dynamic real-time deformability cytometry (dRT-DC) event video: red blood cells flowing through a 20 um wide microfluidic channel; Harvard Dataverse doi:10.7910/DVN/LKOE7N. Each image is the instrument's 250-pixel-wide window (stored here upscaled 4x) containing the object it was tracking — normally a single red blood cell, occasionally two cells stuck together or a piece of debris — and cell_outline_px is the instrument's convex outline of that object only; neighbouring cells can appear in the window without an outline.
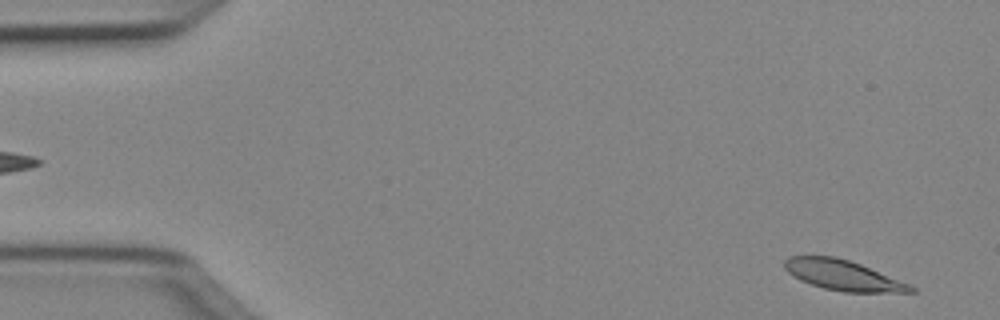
{"species": "Egyptian fruit bat (a non-hibernating species)", "species_latin": "Rousettus aegyptiacus", "temperature_condition": "cold", "stored_images_in_passage": 50, "camera_frame_rate_fps": 3000, "um_per_image_px": 0.085, "animal": {"sex": "female"}, "frame": {"image": 1, "passage_image": 2, "time_ms": 0.333, "image_size_px": [1000, 320], "cell_outline_px": [[916, 292], [844, 292], [824, 288], [800, 280], [788, 272], [784, 268], [784, 260], [788, 256], [836, 256], [860, 264], [912, 284], [916, 288]], "centroid_in_image_um": [71.68, 23.39], "position_along_channel_um": 13.3, "area_um2": 22.25}}
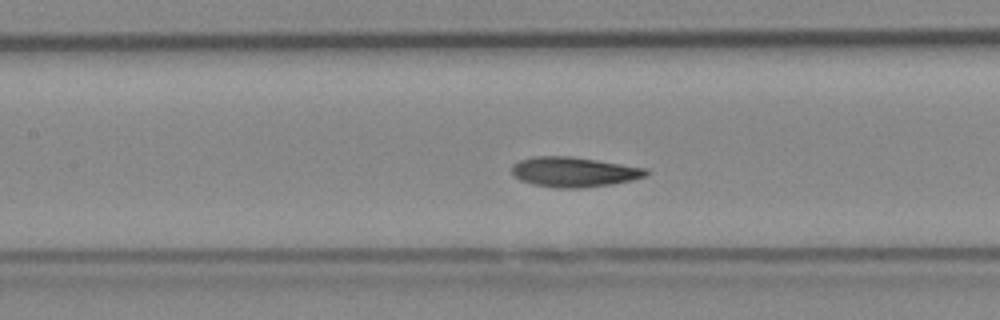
{"frame": {"image": 2, "passage_image": 22, "time_ms": 7.0, "image_size_px": [1000, 320], "cell_outline_px": [[648, 176], [632, 180], [612, 184], [580, 188], [556, 188], [532, 184], [520, 180], [512, 176], [512, 164], [520, 160], [532, 156], [572, 156], [648, 168]], "centroid_in_image_um": [48.78, 14.61], "position_along_channel_um": 158.6, "area_um2": 23.7}}
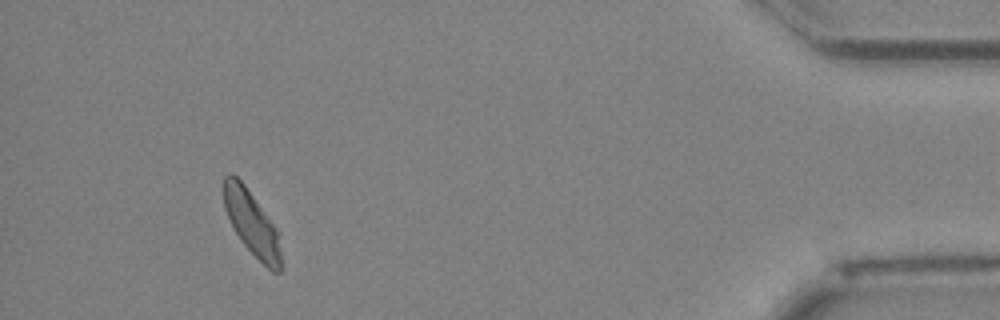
{"frame": {"image": 3, "passage_image": 46, "time_ms": 15.0, "image_size_px": [1000, 320], "cell_outline_px": [[280, 272], [272, 272], [244, 244], [236, 232], [224, 208], [224, 176], [228, 172], [232, 172], [244, 184], [276, 228], [280, 252]], "centroid_in_image_um": [21.37, 18.92], "position_along_channel_um": 413.8, "area_um2": 20.75}, "authors_computed_cell_mechanics": {"area_um2": 22.6287, "velocity_mm_per_s": 3.981, "shape_relaxation_time_tau1_ms": 2.213, "shape_relaxation_time_tau2_ms": 2.0696, "deformation_change_tau1": 0.1194, "deformation_change_tau2": 0.0591}}